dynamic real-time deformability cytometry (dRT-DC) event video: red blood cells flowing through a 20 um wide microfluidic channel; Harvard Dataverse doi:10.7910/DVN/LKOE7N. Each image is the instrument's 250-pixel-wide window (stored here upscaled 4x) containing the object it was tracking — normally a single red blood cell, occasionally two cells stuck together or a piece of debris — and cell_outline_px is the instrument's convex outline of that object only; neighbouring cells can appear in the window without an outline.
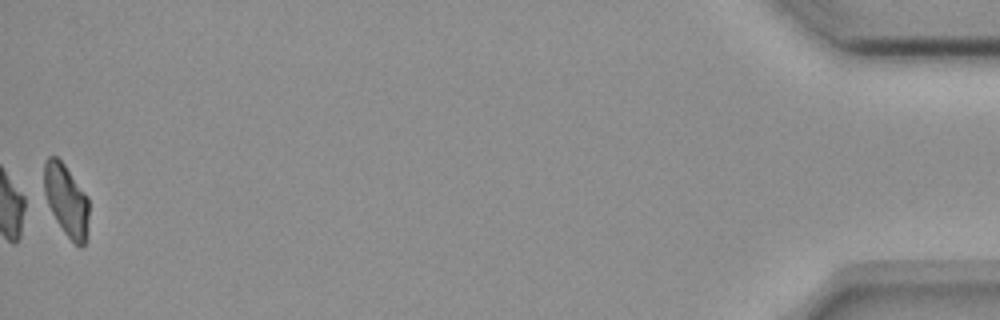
{"species": "common noctule bat (a hibernating species)", "species_latin": "Nyctalus noctula", "temperature_condition": "room temperature", "stored_images_in_passage": 42, "camera_frame_rate_fps": 3000, "um_per_image_px": 0.085, "animal": {"sex": "female", "body_mass_g": 18.4}, "frame": {"image": 1, "passage_image": 42, "time_ms": 13.667, "image_size_px": [1000, 320], "cell_outline_px": [[88, 216], [84, 244], [80, 248], [64, 232], [56, 220], [48, 204], [44, 192], [44, 160], [48, 156], [56, 156], [64, 164], [88, 196]], "centroid_in_image_um": [5.62, 16.97], "position_along_channel_um": 429.6, "area_um2": 18.5}}